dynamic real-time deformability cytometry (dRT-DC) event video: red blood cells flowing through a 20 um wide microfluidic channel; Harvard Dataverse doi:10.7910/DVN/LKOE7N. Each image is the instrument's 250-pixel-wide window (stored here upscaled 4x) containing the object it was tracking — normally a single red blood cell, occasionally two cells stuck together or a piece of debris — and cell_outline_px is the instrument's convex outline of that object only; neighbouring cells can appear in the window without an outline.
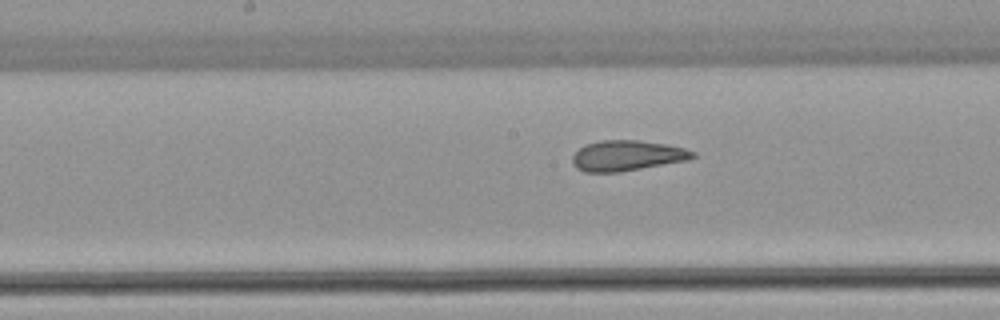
{"species": "common noctule bat (a hibernating species)", "species_latin": "Nyctalus noctula", "temperature_condition": "warm", "stored_images_in_passage": 23, "camera_frame_rate_fps": 3000, "um_per_image_px": 0.085, "animal": {"sex": "female", "body_mass_g": 22.7, "forearm_length_mm": 54.2}, "frame": {"image": 1, "passage_image": 14, "time_ms": 4.333, "image_size_px": [1000, 320], "cell_outline_px": [[696, 156], [688, 160], [620, 172], [584, 172], [576, 168], [572, 164], [572, 156], [584, 144], [600, 140], [640, 140], [664, 144], [684, 148], [696, 152]], "centroid_in_image_um": [53.28, 13.23], "position_along_channel_um": 194.9, "area_um2": 21.44}}